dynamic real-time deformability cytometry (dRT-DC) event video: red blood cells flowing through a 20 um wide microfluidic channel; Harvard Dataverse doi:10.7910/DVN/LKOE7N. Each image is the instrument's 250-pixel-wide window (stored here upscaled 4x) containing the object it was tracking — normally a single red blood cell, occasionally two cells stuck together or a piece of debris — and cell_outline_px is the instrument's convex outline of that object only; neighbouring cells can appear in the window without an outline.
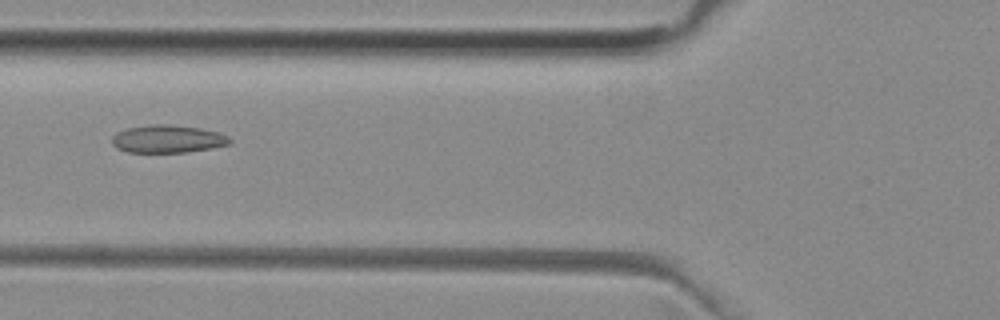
{"species": "common noctule bat (a hibernating species)", "species_latin": "Nyctalus noctula", "temperature_condition": "room temperature", "stored_images_in_passage": 39, "camera_frame_rate_fps": 3000, "um_per_image_px": 0.085, "animal": {"sex": "female", "body_mass_g": 29.2, "forearm_length_mm": 56.3}, "frame": {"image": 1, "passage_image": 7, "time_ms": 2.0, "image_size_px": [1000, 320], "cell_outline_px": [[232, 144], [188, 152], [128, 152], [116, 148], [112, 144], [112, 136], [116, 132], [128, 128], [152, 124], [168, 124], [200, 128], [220, 132], [228, 136], [232, 140]], "centroid_in_image_um": [14.27, 11.81], "position_along_channel_um": 111.5, "area_um2": 19.19}}
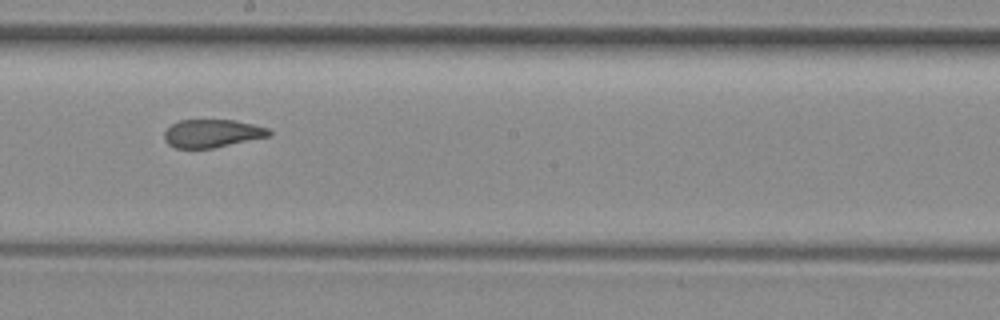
{"frame": {"image": 2, "passage_image": 16, "time_ms": 5.0, "image_size_px": [1000, 320], "cell_outline_px": [[272, 136], [212, 148], [176, 148], [168, 144], [164, 140], [164, 132], [172, 124], [180, 120], [236, 120], [268, 128], [272, 132]], "centroid_in_image_um": [18.05, 11.34], "position_along_channel_um": 230.1, "area_um2": 17.17}}
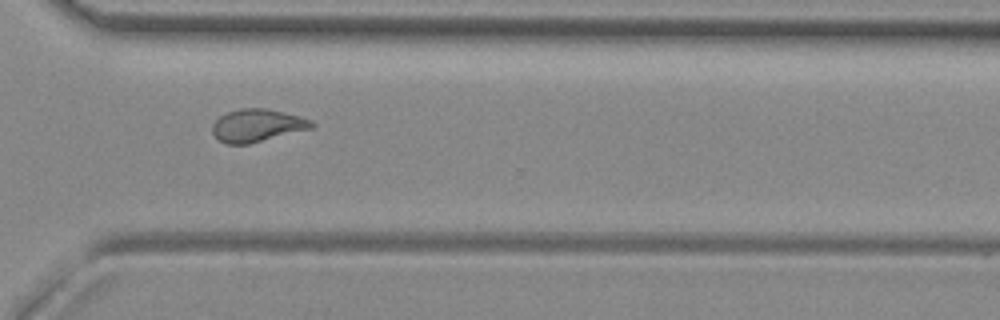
{"frame": {"image": 3, "passage_image": 25, "time_ms": 8.0, "image_size_px": [1000, 320], "cell_outline_px": [[316, 124], [312, 128], [248, 144], [228, 144], [220, 140], [212, 132], [212, 124], [220, 116], [228, 112], [240, 108], [264, 108], [300, 116], [312, 120]], "centroid_in_image_um": [21.87, 10.66], "position_along_channel_um": 348.7, "area_um2": 18.73}, "authors_computed_cell_mechanics": {"area_um2": 18.6116, "velocity_mm_per_s": 3.9564, "shape_relaxation_time_tau1_ms": null, "shape_relaxation_time_tau2_ms": 1.7584, "deformation_change_tau1": null, "deformation_change_tau2": 0.0935}}